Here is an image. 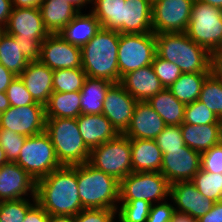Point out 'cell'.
<instances>
[{
    "label": "cell",
    "mask_w": 222,
    "mask_h": 222,
    "mask_svg": "<svg viewBox=\"0 0 222 222\" xmlns=\"http://www.w3.org/2000/svg\"><path fill=\"white\" fill-rule=\"evenodd\" d=\"M37 203L50 215L76 216L82 207L77 165L61 166L36 182Z\"/></svg>",
    "instance_id": "cell-1"
},
{
    "label": "cell",
    "mask_w": 222,
    "mask_h": 222,
    "mask_svg": "<svg viewBox=\"0 0 222 222\" xmlns=\"http://www.w3.org/2000/svg\"><path fill=\"white\" fill-rule=\"evenodd\" d=\"M120 34L101 28L81 47L82 69L90 78L107 79L119 83L118 46Z\"/></svg>",
    "instance_id": "cell-2"
},
{
    "label": "cell",
    "mask_w": 222,
    "mask_h": 222,
    "mask_svg": "<svg viewBox=\"0 0 222 222\" xmlns=\"http://www.w3.org/2000/svg\"><path fill=\"white\" fill-rule=\"evenodd\" d=\"M156 36L157 55L173 62L182 73L210 72V55L185 32L159 33Z\"/></svg>",
    "instance_id": "cell-3"
},
{
    "label": "cell",
    "mask_w": 222,
    "mask_h": 222,
    "mask_svg": "<svg viewBox=\"0 0 222 222\" xmlns=\"http://www.w3.org/2000/svg\"><path fill=\"white\" fill-rule=\"evenodd\" d=\"M78 194L84 209L117 210L120 181L88 162L77 165Z\"/></svg>",
    "instance_id": "cell-4"
},
{
    "label": "cell",
    "mask_w": 222,
    "mask_h": 222,
    "mask_svg": "<svg viewBox=\"0 0 222 222\" xmlns=\"http://www.w3.org/2000/svg\"><path fill=\"white\" fill-rule=\"evenodd\" d=\"M45 132L61 166L88 162L90 149L83 142L76 118H46Z\"/></svg>",
    "instance_id": "cell-5"
},
{
    "label": "cell",
    "mask_w": 222,
    "mask_h": 222,
    "mask_svg": "<svg viewBox=\"0 0 222 222\" xmlns=\"http://www.w3.org/2000/svg\"><path fill=\"white\" fill-rule=\"evenodd\" d=\"M186 35L209 53L222 50V9L194 1Z\"/></svg>",
    "instance_id": "cell-6"
},
{
    "label": "cell",
    "mask_w": 222,
    "mask_h": 222,
    "mask_svg": "<svg viewBox=\"0 0 222 222\" xmlns=\"http://www.w3.org/2000/svg\"><path fill=\"white\" fill-rule=\"evenodd\" d=\"M131 158V139L119 134L116 138L90 149L88 163L121 181L132 173Z\"/></svg>",
    "instance_id": "cell-7"
},
{
    "label": "cell",
    "mask_w": 222,
    "mask_h": 222,
    "mask_svg": "<svg viewBox=\"0 0 222 222\" xmlns=\"http://www.w3.org/2000/svg\"><path fill=\"white\" fill-rule=\"evenodd\" d=\"M16 163L36 182L61 167L45 131L26 138Z\"/></svg>",
    "instance_id": "cell-8"
},
{
    "label": "cell",
    "mask_w": 222,
    "mask_h": 222,
    "mask_svg": "<svg viewBox=\"0 0 222 222\" xmlns=\"http://www.w3.org/2000/svg\"><path fill=\"white\" fill-rule=\"evenodd\" d=\"M156 54L155 33L120 34L118 46L119 82L125 74L152 65Z\"/></svg>",
    "instance_id": "cell-9"
},
{
    "label": "cell",
    "mask_w": 222,
    "mask_h": 222,
    "mask_svg": "<svg viewBox=\"0 0 222 222\" xmlns=\"http://www.w3.org/2000/svg\"><path fill=\"white\" fill-rule=\"evenodd\" d=\"M170 194V184L160 172H132L120 181L119 200H145L153 204Z\"/></svg>",
    "instance_id": "cell-10"
},
{
    "label": "cell",
    "mask_w": 222,
    "mask_h": 222,
    "mask_svg": "<svg viewBox=\"0 0 222 222\" xmlns=\"http://www.w3.org/2000/svg\"><path fill=\"white\" fill-rule=\"evenodd\" d=\"M195 0H157L152 3V32H186Z\"/></svg>",
    "instance_id": "cell-11"
},
{
    "label": "cell",
    "mask_w": 222,
    "mask_h": 222,
    "mask_svg": "<svg viewBox=\"0 0 222 222\" xmlns=\"http://www.w3.org/2000/svg\"><path fill=\"white\" fill-rule=\"evenodd\" d=\"M45 106L30 104L21 107L10 106L0 114V128L8 129L29 137L45 131Z\"/></svg>",
    "instance_id": "cell-12"
},
{
    "label": "cell",
    "mask_w": 222,
    "mask_h": 222,
    "mask_svg": "<svg viewBox=\"0 0 222 222\" xmlns=\"http://www.w3.org/2000/svg\"><path fill=\"white\" fill-rule=\"evenodd\" d=\"M200 169L201 153L186 145L180 149L163 153L160 173L170 185L176 182L192 181Z\"/></svg>",
    "instance_id": "cell-13"
},
{
    "label": "cell",
    "mask_w": 222,
    "mask_h": 222,
    "mask_svg": "<svg viewBox=\"0 0 222 222\" xmlns=\"http://www.w3.org/2000/svg\"><path fill=\"white\" fill-rule=\"evenodd\" d=\"M39 60L53 71L81 68V48L67 42L59 34H49L41 43Z\"/></svg>",
    "instance_id": "cell-14"
},
{
    "label": "cell",
    "mask_w": 222,
    "mask_h": 222,
    "mask_svg": "<svg viewBox=\"0 0 222 222\" xmlns=\"http://www.w3.org/2000/svg\"><path fill=\"white\" fill-rule=\"evenodd\" d=\"M137 102L120 83H113L106 92L102 114L119 134H124L130 125Z\"/></svg>",
    "instance_id": "cell-15"
},
{
    "label": "cell",
    "mask_w": 222,
    "mask_h": 222,
    "mask_svg": "<svg viewBox=\"0 0 222 222\" xmlns=\"http://www.w3.org/2000/svg\"><path fill=\"white\" fill-rule=\"evenodd\" d=\"M3 30L15 39L44 40L50 34L39 8L13 7Z\"/></svg>",
    "instance_id": "cell-16"
},
{
    "label": "cell",
    "mask_w": 222,
    "mask_h": 222,
    "mask_svg": "<svg viewBox=\"0 0 222 222\" xmlns=\"http://www.w3.org/2000/svg\"><path fill=\"white\" fill-rule=\"evenodd\" d=\"M36 197V181L16 162L0 166V201ZM24 196V197H23Z\"/></svg>",
    "instance_id": "cell-17"
},
{
    "label": "cell",
    "mask_w": 222,
    "mask_h": 222,
    "mask_svg": "<svg viewBox=\"0 0 222 222\" xmlns=\"http://www.w3.org/2000/svg\"><path fill=\"white\" fill-rule=\"evenodd\" d=\"M169 197L176 203L175 211L199 219L214 205V201L204 197L192 181L176 182L170 185Z\"/></svg>",
    "instance_id": "cell-18"
},
{
    "label": "cell",
    "mask_w": 222,
    "mask_h": 222,
    "mask_svg": "<svg viewBox=\"0 0 222 222\" xmlns=\"http://www.w3.org/2000/svg\"><path fill=\"white\" fill-rule=\"evenodd\" d=\"M166 127L164 120L147 101H138L124 135L130 139H155Z\"/></svg>",
    "instance_id": "cell-19"
},
{
    "label": "cell",
    "mask_w": 222,
    "mask_h": 222,
    "mask_svg": "<svg viewBox=\"0 0 222 222\" xmlns=\"http://www.w3.org/2000/svg\"><path fill=\"white\" fill-rule=\"evenodd\" d=\"M19 77L34 101L45 106L53 93V70L40 60L30 61Z\"/></svg>",
    "instance_id": "cell-20"
},
{
    "label": "cell",
    "mask_w": 222,
    "mask_h": 222,
    "mask_svg": "<svg viewBox=\"0 0 222 222\" xmlns=\"http://www.w3.org/2000/svg\"><path fill=\"white\" fill-rule=\"evenodd\" d=\"M119 83L137 101H148L164 89L152 65L125 74Z\"/></svg>",
    "instance_id": "cell-21"
},
{
    "label": "cell",
    "mask_w": 222,
    "mask_h": 222,
    "mask_svg": "<svg viewBox=\"0 0 222 222\" xmlns=\"http://www.w3.org/2000/svg\"><path fill=\"white\" fill-rule=\"evenodd\" d=\"M76 119L83 142L89 149L119 135L111 122L102 113L81 114Z\"/></svg>",
    "instance_id": "cell-22"
},
{
    "label": "cell",
    "mask_w": 222,
    "mask_h": 222,
    "mask_svg": "<svg viewBox=\"0 0 222 222\" xmlns=\"http://www.w3.org/2000/svg\"><path fill=\"white\" fill-rule=\"evenodd\" d=\"M152 32V3L126 0L122 12V34Z\"/></svg>",
    "instance_id": "cell-23"
},
{
    "label": "cell",
    "mask_w": 222,
    "mask_h": 222,
    "mask_svg": "<svg viewBox=\"0 0 222 222\" xmlns=\"http://www.w3.org/2000/svg\"><path fill=\"white\" fill-rule=\"evenodd\" d=\"M132 172H160L163 154L153 139H131Z\"/></svg>",
    "instance_id": "cell-24"
},
{
    "label": "cell",
    "mask_w": 222,
    "mask_h": 222,
    "mask_svg": "<svg viewBox=\"0 0 222 222\" xmlns=\"http://www.w3.org/2000/svg\"><path fill=\"white\" fill-rule=\"evenodd\" d=\"M184 143L189 148L203 153L222 140V124H181Z\"/></svg>",
    "instance_id": "cell-25"
},
{
    "label": "cell",
    "mask_w": 222,
    "mask_h": 222,
    "mask_svg": "<svg viewBox=\"0 0 222 222\" xmlns=\"http://www.w3.org/2000/svg\"><path fill=\"white\" fill-rule=\"evenodd\" d=\"M101 29L96 16L79 12L60 32L59 35L72 45L83 47Z\"/></svg>",
    "instance_id": "cell-26"
},
{
    "label": "cell",
    "mask_w": 222,
    "mask_h": 222,
    "mask_svg": "<svg viewBox=\"0 0 222 222\" xmlns=\"http://www.w3.org/2000/svg\"><path fill=\"white\" fill-rule=\"evenodd\" d=\"M39 9L50 34H59L79 13L73 5L63 0H43Z\"/></svg>",
    "instance_id": "cell-27"
},
{
    "label": "cell",
    "mask_w": 222,
    "mask_h": 222,
    "mask_svg": "<svg viewBox=\"0 0 222 222\" xmlns=\"http://www.w3.org/2000/svg\"><path fill=\"white\" fill-rule=\"evenodd\" d=\"M160 115L166 125H181L184 120L186 104L180 102L168 88L147 101Z\"/></svg>",
    "instance_id": "cell-28"
},
{
    "label": "cell",
    "mask_w": 222,
    "mask_h": 222,
    "mask_svg": "<svg viewBox=\"0 0 222 222\" xmlns=\"http://www.w3.org/2000/svg\"><path fill=\"white\" fill-rule=\"evenodd\" d=\"M80 115V91L53 92L45 105L46 118H78Z\"/></svg>",
    "instance_id": "cell-29"
},
{
    "label": "cell",
    "mask_w": 222,
    "mask_h": 222,
    "mask_svg": "<svg viewBox=\"0 0 222 222\" xmlns=\"http://www.w3.org/2000/svg\"><path fill=\"white\" fill-rule=\"evenodd\" d=\"M112 84L107 79L87 77L80 90L81 114L102 113L106 92Z\"/></svg>",
    "instance_id": "cell-30"
},
{
    "label": "cell",
    "mask_w": 222,
    "mask_h": 222,
    "mask_svg": "<svg viewBox=\"0 0 222 222\" xmlns=\"http://www.w3.org/2000/svg\"><path fill=\"white\" fill-rule=\"evenodd\" d=\"M29 62L15 38L0 30V63L14 75L19 76Z\"/></svg>",
    "instance_id": "cell-31"
},
{
    "label": "cell",
    "mask_w": 222,
    "mask_h": 222,
    "mask_svg": "<svg viewBox=\"0 0 222 222\" xmlns=\"http://www.w3.org/2000/svg\"><path fill=\"white\" fill-rule=\"evenodd\" d=\"M126 0H92L91 12L98 19L101 28L116 30L122 34V12Z\"/></svg>",
    "instance_id": "cell-32"
},
{
    "label": "cell",
    "mask_w": 222,
    "mask_h": 222,
    "mask_svg": "<svg viewBox=\"0 0 222 222\" xmlns=\"http://www.w3.org/2000/svg\"><path fill=\"white\" fill-rule=\"evenodd\" d=\"M210 72L182 73L168 88L171 93L184 104L198 100L203 82Z\"/></svg>",
    "instance_id": "cell-33"
},
{
    "label": "cell",
    "mask_w": 222,
    "mask_h": 222,
    "mask_svg": "<svg viewBox=\"0 0 222 222\" xmlns=\"http://www.w3.org/2000/svg\"><path fill=\"white\" fill-rule=\"evenodd\" d=\"M87 74L82 68L57 69L53 71V92L80 91Z\"/></svg>",
    "instance_id": "cell-34"
},
{
    "label": "cell",
    "mask_w": 222,
    "mask_h": 222,
    "mask_svg": "<svg viewBox=\"0 0 222 222\" xmlns=\"http://www.w3.org/2000/svg\"><path fill=\"white\" fill-rule=\"evenodd\" d=\"M197 190L206 198L214 202L222 200V174L205 172L200 169L192 179Z\"/></svg>",
    "instance_id": "cell-35"
},
{
    "label": "cell",
    "mask_w": 222,
    "mask_h": 222,
    "mask_svg": "<svg viewBox=\"0 0 222 222\" xmlns=\"http://www.w3.org/2000/svg\"><path fill=\"white\" fill-rule=\"evenodd\" d=\"M198 101L222 120V85L213 75L209 74L203 82Z\"/></svg>",
    "instance_id": "cell-36"
},
{
    "label": "cell",
    "mask_w": 222,
    "mask_h": 222,
    "mask_svg": "<svg viewBox=\"0 0 222 222\" xmlns=\"http://www.w3.org/2000/svg\"><path fill=\"white\" fill-rule=\"evenodd\" d=\"M120 207L117 209L119 222H146L151 203L145 200H119Z\"/></svg>",
    "instance_id": "cell-37"
},
{
    "label": "cell",
    "mask_w": 222,
    "mask_h": 222,
    "mask_svg": "<svg viewBox=\"0 0 222 222\" xmlns=\"http://www.w3.org/2000/svg\"><path fill=\"white\" fill-rule=\"evenodd\" d=\"M33 204L29 199L0 201V222H23L27 211L37 202L33 197Z\"/></svg>",
    "instance_id": "cell-38"
},
{
    "label": "cell",
    "mask_w": 222,
    "mask_h": 222,
    "mask_svg": "<svg viewBox=\"0 0 222 222\" xmlns=\"http://www.w3.org/2000/svg\"><path fill=\"white\" fill-rule=\"evenodd\" d=\"M183 123L192 125L222 124V120L204 103L196 100L186 104Z\"/></svg>",
    "instance_id": "cell-39"
},
{
    "label": "cell",
    "mask_w": 222,
    "mask_h": 222,
    "mask_svg": "<svg viewBox=\"0 0 222 222\" xmlns=\"http://www.w3.org/2000/svg\"><path fill=\"white\" fill-rule=\"evenodd\" d=\"M154 140L162 154L168 153V150L180 149L185 146L181 125H166Z\"/></svg>",
    "instance_id": "cell-40"
},
{
    "label": "cell",
    "mask_w": 222,
    "mask_h": 222,
    "mask_svg": "<svg viewBox=\"0 0 222 222\" xmlns=\"http://www.w3.org/2000/svg\"><path fill=\"white\" fill-rule=\"evenodd\" d=\"M26 138L11 130L0 128V146L5 151L8 162L17 161Z\"/></svg>",
    "instance_id": "cell-41"
},
{
    "label": "cell",
    "mask_w": 222,
    "mask_h": 222,
    "mask_svg": "<svg viewBox=\"0 0 222 222\" xmlns=\"http://www.w3.org/2000/svg\"><path fill=\"white\" fill-rule=\"evenodd\" d=\"M152 67L164 88H169L182 74L181 69L177 65L164 60L157 54L152 62Z\"/></svg>",
    "instance_id": "cell-42"
},
{
    "label": "cell",
    "mask_w": 222,
    "mask_h": 222,
    "mask_svg": "<svg viewBox=\"0 0 222 222\" xmlns=\"http://www.w3.org/2000/svg\"><path fill=\"white\" fill-rule=\"evenodd\" d=\"M10 106L21 107L30 104H40L34 101L19 76L10 83L6 90Z\"/></svg>",
    "instance_id": "cell-43"
},
{
    "label": "cell",
    "mask_w": 222,
    "mask_h": 222,
    "mask_svg": "<svg viewBox=\"0 0 222 222\" xmlns=\"http://www.w3.org/2000/svg\"><path fill=\"white\" fill-rule=\"evenodd\" d=\"M201 169L205 172L222 174V140L201 153Z\"/></svg>",
    "instance_id": "cell-44"
},
{
    "label": "cell",
    "mask_w": 222,
    "mask_h": 222,
    "mask_svg": "<svg viewBox=\"0 0 222 222\" xmlns=\"http://www.w3.org/2000/svg\"><path fill=\"white\" fill-rule=\"evenodd\" d=\"M117 210L83 209L75 216V222H114Z\"/></svg>",
    "instance_id": "cell-45"
},
{
    "label": "cell",
    "mask_w": 222,
    "mask_h": 222,
    "mask_svg": "<svg viewBox=\"0 0 222 222\" xmlns=\"http://www.w3.org/2000/svg\"><path fill=\"white\" fill-rule=\"evenodd\" d=\"M174 212L175 207L166 201L152 204L146 222H170Z\"/></svg>",
    "instance_id": "cell-46"
},
{
    "label": "cell",
    "mask_w": 222,
    "mask_h": 222,
    "mask_svg": "<svg viewBox=\"0 0 222 222\" xmlns=\"http://www.w3.org/2000/svg\"><path fill=\"white\" fill-rule=\"evenodd\" d=\"M21 46V52L29 61L40 59L41 43L44 40L15 39Z\"/></svg>",
    "instance_id": "cell-47"
},
{
    "label": "cell",
    "mask_w": 222,
    "mask_h": 222,
    "mask_svg": "<svg viewBox=\"0 0 222 222\" xmlns=\"http://www.w3.org/2000/svg\"><path fill=\"white\" fill-rule=\"evenodd\" d=\"M50 215L36 202L26 213L23 222H49Z\"/></svg>",
    "instance_id": "cell-48"
},
{
    "label": "cell",
    "mask_w": 222,
    "mask_h": 222,
    "mask_svg": "<svg viewBox=\"0 0 222 222\" xmlns=\"http://www.w3.org/2000/svg\"><path fill=\"white\" fill-rule=\"evenodd\" d=\"M197 222H222V200L214 203L213 207Z\"/></svg>",
    "instance_id": "cell-49"
},
{
    "label": "cell",
    "mask_w": 222,
    "mask_h": 222,
    "mask_svg": "<svg viewBox=\"0 0 222 222\" xmlns=\"http://www.w3.org/2000/svg\"><path fill=\"white\" fill-rule=\"evenodd\" d=\"M210 74L213 75L222 85V52L210 55Z\"/></svg>",
    "instance_id": "cell-50"
},
{
    "label": "cell",
    "mask_w": 222,
    "mask_h": 222,
    "mask_svg": "<svg viewBox=\"0 0 222 222\" xmlns=\"http://www.w3.org/2000/svg\"><path fill=\"white\" fill-rule=\"evenodd\" d=\"M12 8L11 0H0V30L6 27Z\"/></svg>",
    "instance_id": "cell-51"
},
{
    "label": "cell",
    "mask_w": 222,
    "mask_h": 222,
    "mask_svg": "<svg viewBox=\"0 0 222 222\" xmlns=\"http://www.w3.org/2000/svg\"><path fill=\"white\" fill-rule=\"evenodd\" d=\"M15 77L16 75L0 63V92H6L7 87L15 79Z\"/></svg>",
    "instance_id": "cell-52"
},
{
    "label": "cell",
    "mask_w": 222,
    "mask_h": 222,
    "mask_svg": "<svg viewBox=\"0 0 222 222\" xmlns=\"http://www.w3.org/2000/svg\"><path fill=\"white\" fill-rule=\"evenodd\" d=\"M43 0H11L15 8H40Z\"/></svg>",
    "instance_id": "cell-53"
},
{
    "label": "cell",
    "mask_w": 222,
    "mask_h": 222,
    "mask_svg": "<svg viewBox=\"0 0 222 222\" xmlns=\"http://www.w3.org/2000/svg\"><path fill=\"white\" fill-rule=\"evenodd\" d=\"M170 222H197L192 216L175 211Z\"/></svg>",
    "instance_id": "cell-54"
},
{
    "label": "cell",
    "mask_w": 222,
    "mask_h": 222,
    "mask_svg": "<svg viewBox=\"0 0 222 222\" xmlns=\"http://www.w3.org/2000/svg\"><path fill=\"white\" fill-rule=\"evenodd\" d=\"M49 222H75V216L52 215Z\"/></svg>",
    "instance_id": "cell-55"
},
{
    "label": "cell",
    "mask_w": 222,
    "mask_h": 222,
    "mask_svg": "<svg viewBox=\"0 0 222 222\" xmlns=\"http://www.w3.org/2000/svg\"><path fill=\"white\" fill-rule=\"evenodd\" d=\"M10 107L6 92H0V114Z\"/></svg>",
    "instance_id": "cell-56"
},
{
    "label": "cell",
    "mask_w": 222,
    "mask_h": 222,
    "mask_svg": "<svg viewBox=\"0 0 222 222\" xmlns=\"http://www.w3.org/2000/svg\"><path fill=\"white\" fill-rule=\"evenodd\" d=\"M67 3L73 5L79 12H81V8L86 6V4L92 3V0H63Z\"/></svg>",
    "instance_id": "cell-57"
},
{
    "label": "cell",
    "mask_w": 222,
    "mask_h": 222,
    "mask_svg": "<svg viewBox=\"0 0 222 222\" xmlns=\"http://www.w3.org/2000/svg\"><path fill=\"white\" fill-rule=\"evenodd\" d=\"M196 1L203 2L210 6L222 9V0H196Z\"/></svg>",
    "instance_id": "cell-58"
},
{
    "label": "cell",
    "mask_w": 222,
    "mask_h": 222,
    "mask_svg": "<svg viewBox=\"0 0 222 222\" xmlns=\"http://www.w3.org/2000/svg\"><path fill=\"white\" fill-rule=\"evenodd\" d=\"M7 162L8 161H7V158H6L5 151L0 146V166H2L3 164H5Z\"/></svg>",
    "instance_id": "cell-59"
}]
</instances>
